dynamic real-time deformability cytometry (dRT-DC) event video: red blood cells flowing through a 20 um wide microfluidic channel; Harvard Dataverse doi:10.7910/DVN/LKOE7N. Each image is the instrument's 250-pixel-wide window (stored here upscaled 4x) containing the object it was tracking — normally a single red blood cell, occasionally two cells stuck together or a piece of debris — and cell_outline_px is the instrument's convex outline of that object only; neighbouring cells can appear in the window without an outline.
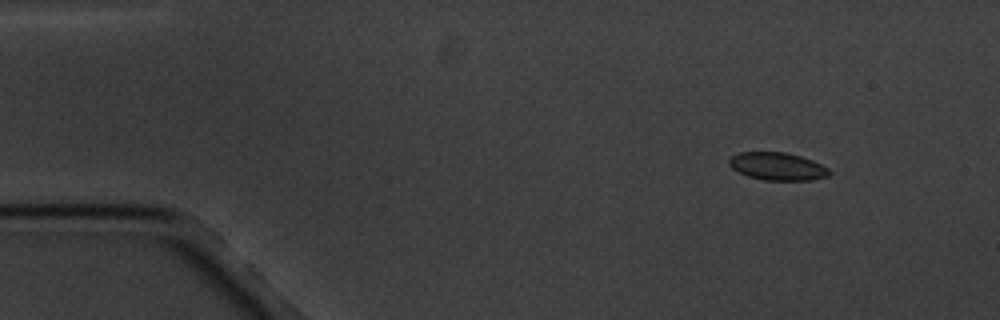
{"species": "common noctule bat (a hibernating species)", "species_latin": "Nyctalus noctula", "temperature_condition": "cold", "stored_images_in_passage": 3, "camera_frame_rate_fps": 3000, "um_per_image_px": 0.085, "animal": {"sex": "male", "body_mass_g": 20.1, "forearm_length_mm": 53.5}, "frame": {"image": 1, "passage_image": 1, "time_ms": 0.0, "image_size_px": [1000, 320], "cell_outline_px": [[832, 172], [828, 176], [812, 180], [764, 180], [748, 176], [732, 168], [728, 164], [728, 160], [732, 156], [740, 152], [784, 152], [800, 156], [812, 160], [828, 168]], "centroid_in_image_um": [66.09, 14.14], "position_along_channel_um": 18.9, "area_um2": 16.13}}